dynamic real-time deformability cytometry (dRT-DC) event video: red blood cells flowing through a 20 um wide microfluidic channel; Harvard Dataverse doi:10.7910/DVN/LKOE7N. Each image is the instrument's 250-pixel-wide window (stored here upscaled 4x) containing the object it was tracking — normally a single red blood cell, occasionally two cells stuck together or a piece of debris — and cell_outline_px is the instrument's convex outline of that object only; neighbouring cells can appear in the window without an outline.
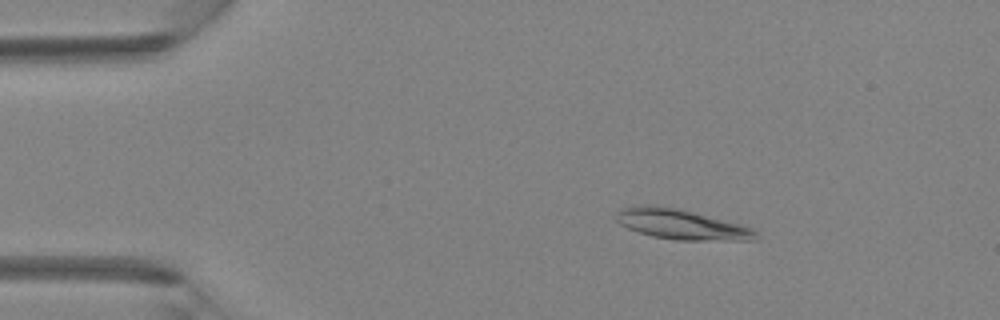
{"species": "Egyptian fruit bat (a non-hibernating species)", "species_latin": "Rousettus aegyptiacus", "temperature_condition": "room temperature", "stored_images_in_passage": 43, "camera_frame_rate_fps": 3000, "um_per_image_px": 0.085, "animal": {"sex": "female"}, "frame": {"image": 1, "passage_image": 6, "time_ms": 1.667, "image_size_px": [1000, 320], "cell_outline_px": [[756, 240], [676, 240], [652, 236], [628, 228], [620, 224], [616, 220], [616, 212], [620, 208], [640, 204], [648, 204], [680, 208], [740, 224], [752, 228], [756, 232]], "centroid_in_image_um": [57.87, 19.05], "position_along_channel_um": 27.1, "area_um2": 24.57}}
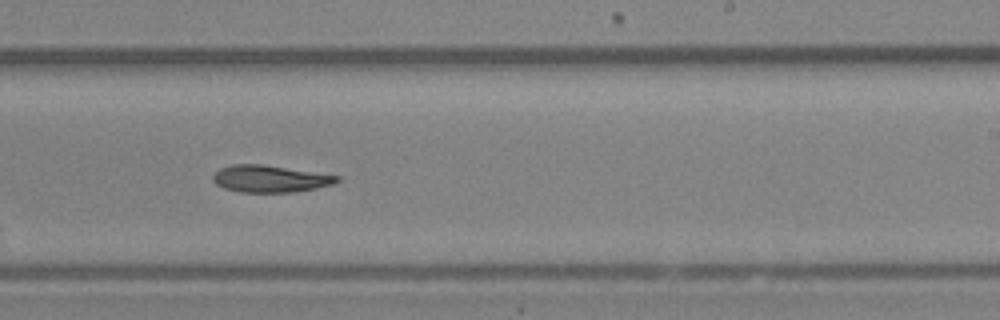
{"frame": {"image": 2, "passage_image": 26, "time_ms": 8.333, "image_size_px": [1000, 320], "cell_outline_px": [[340, 180], [332, 184], [316, 188], [292, 192], [240, 192], [224, 188], [216, 184], [212, 180], [212, 176], [220, 168], [232, 164], [260, 164], [340, 176]], "centroid_in_image_um": [22.91, 15.2], "position_along_channel_um": 266.1, "area_um2": 19.31}}
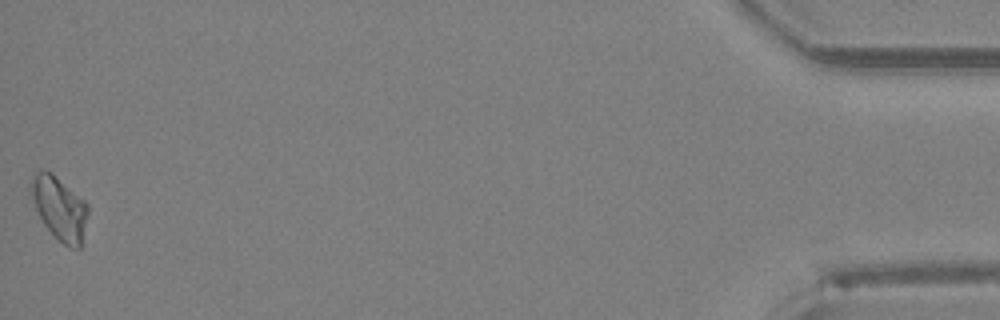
{"frame": {"image": 3, "passage_image": 43, "time_ms": 14.0, "image_size_px": [1000, 320], "cell_outline_px": [[88, 216], [80, 248], [72, 248], [64, 244], [44, 224], [28, 192], [28, 184], [32, 176], [36, 172], [52, 172], [84, 200], [88, 204]], "centroid_in_image_um": [5.04, 17.66], "position_along_channel_um": 430.2, "area_um2": 20.87}}